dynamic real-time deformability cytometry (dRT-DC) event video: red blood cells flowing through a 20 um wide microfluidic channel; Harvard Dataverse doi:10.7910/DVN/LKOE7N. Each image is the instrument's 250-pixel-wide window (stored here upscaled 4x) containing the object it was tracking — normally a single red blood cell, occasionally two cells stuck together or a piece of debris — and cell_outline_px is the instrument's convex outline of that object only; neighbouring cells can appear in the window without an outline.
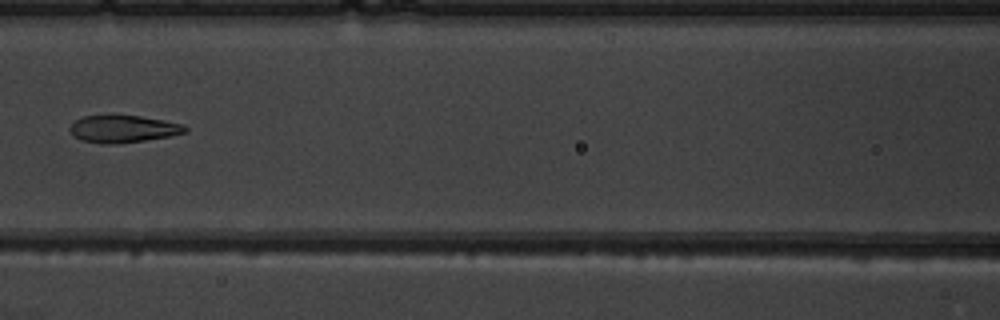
{"species": "common noctule bat (a hibernating species)", "species_latin": "Nyctalus noctula", "temperature_condition": "warm", "stored_images_in_passage": 5, "camera_frame_rate_fps": 3000, "um_per_image_px": 0.085, "animal": {"sex": "male", "body_mass_g": 19.5, "forearm_length_mm": 54.6}, "frame": {"image": 1, "passage_image": 4, "time_ms": 3.667, "image_size_px": [1000, 320], "cell_outline_px": [[188, 128], [184, 132], [168, 136], [144, 140], [116, 144], [100, 144], [80, 140], [68, 128], [76, 120], [84, 116], [140, 116], [164, 120], [184, 124]], "centroid_in_image_um": [10.46, 10.96], "position_along_channel_um": 156.1, "area_um2": 18.03}}
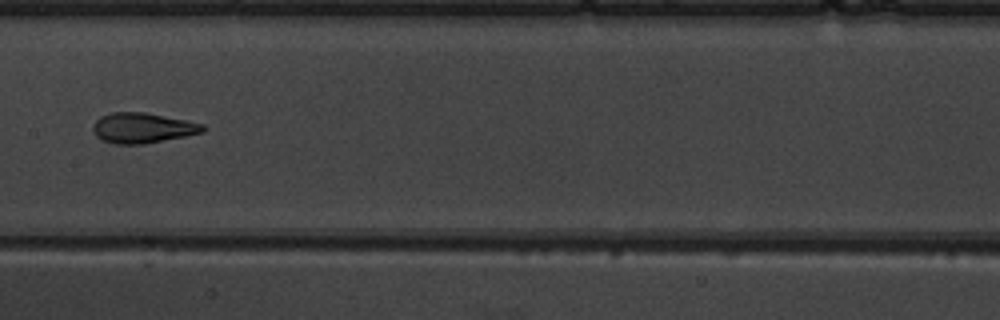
{"frame": {"image": 2, "passage_image": 5, "time_ms": 4.667, "image_size_px": [1000, 320], "cell_outline_px": [[208, 128], [204, 132], [144, 144], [112, 144], [100, 140], [96, 136], [92, 128], [96, 120], [100, 116], [112, 112], [144, 112], [204, 124]], "centroid_in_image_um": [12.1, 10.88], "position_along_channel_um": 195.3, "area_um2": 19.42}}